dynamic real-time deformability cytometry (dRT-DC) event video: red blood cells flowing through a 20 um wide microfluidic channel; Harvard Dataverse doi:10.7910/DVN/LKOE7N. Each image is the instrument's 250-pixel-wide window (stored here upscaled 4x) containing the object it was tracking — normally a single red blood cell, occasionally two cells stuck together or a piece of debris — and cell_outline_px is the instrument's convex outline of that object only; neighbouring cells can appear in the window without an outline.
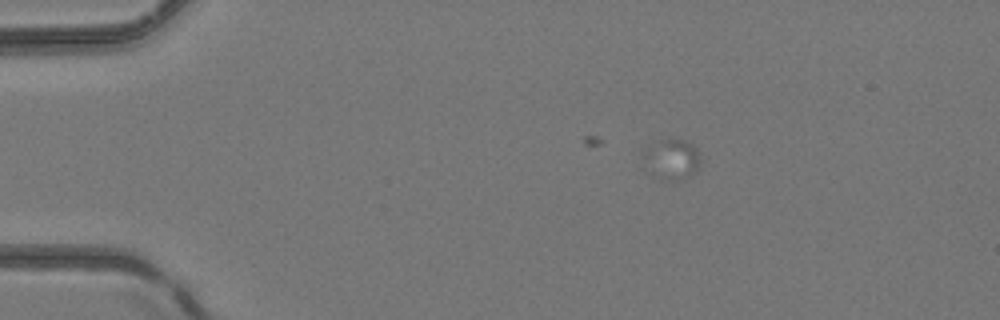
{"species": "common noctule bat (a hibernating species)", "species_latin": "Nyctalus noctula", "temperature_condition": "room temperature", "stored_images_in_passage": 3, "camera_frame_rate_fps": 3000, "um_per_image_px": 0.085, "animal": {"sex": "female", "body_mass_g": 24.6, "forearm_length_mm": 56.2}, "frame": {"image": 1, "passage_image": 3, "time_ms": 4.0, "image_size_px": [1000, 320], "cell_outline_px": [[700, 160], [696, 172], [680, 180], [668, 180], [660, 176], [640, 152], [644, 148], [652, 144], [664, 140], [684, 140], [692, 144], [696, 148]], "centroid_in_image_um": [57.17, 13.49], "position_along_channel_um": 27.8, "area_um2": 12.54}}